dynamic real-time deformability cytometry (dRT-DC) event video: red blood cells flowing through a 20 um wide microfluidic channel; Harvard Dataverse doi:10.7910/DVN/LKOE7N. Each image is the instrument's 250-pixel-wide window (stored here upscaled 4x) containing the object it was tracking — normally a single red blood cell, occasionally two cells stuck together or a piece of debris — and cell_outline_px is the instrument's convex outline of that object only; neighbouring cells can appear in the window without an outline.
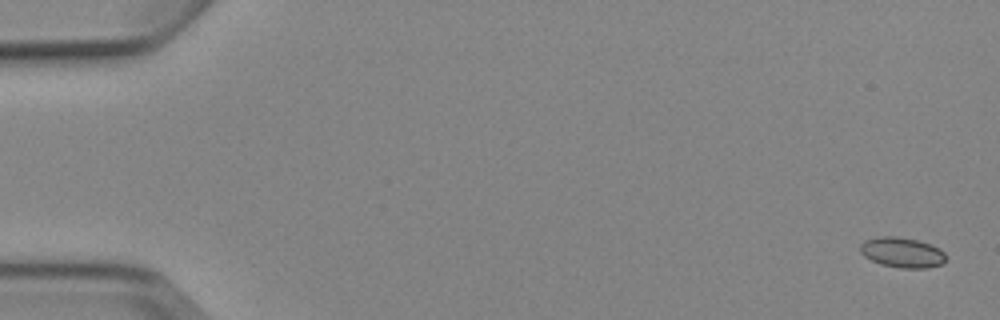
{"species": "Egyptian fruit bat (a non-hibernating species)", "species_latin": "Rousettus aegyptiacus", "temperature_condition": "cold", "stored_images_in_passage": 5, "camera_frame_rate_fps": 3000, "um_per_image_px": 0.085, "animal": {"sex": "female"}, "frame": {"image": 1, "passage_image": 1, "time_ms": 0.0, "image_size_px": [1000, 320], "cell_outline_px": [[944, 264], [928, 268], [900, 268], [880, 264], [864, 256], [860, 252], [860, 244], [864, 240], [880, 236], [896, 236], [916, 240], [932, 244], [940, 248], [944, 252]], "centroid_in_image_um": [76.68, 21.46], "position_along_channel_um": 8.3, "area_um2": 15.2}}